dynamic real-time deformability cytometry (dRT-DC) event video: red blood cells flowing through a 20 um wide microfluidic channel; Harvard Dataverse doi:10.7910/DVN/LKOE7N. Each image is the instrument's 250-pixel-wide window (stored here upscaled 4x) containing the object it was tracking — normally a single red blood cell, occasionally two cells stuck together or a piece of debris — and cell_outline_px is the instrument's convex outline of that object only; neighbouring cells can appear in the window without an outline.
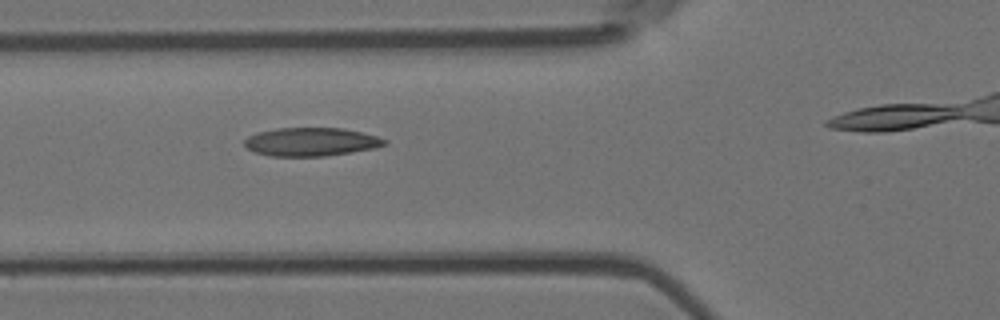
{"species": "Egyptian fruit bat (a non-hibernating species)", "species_latin": "Rousettus aegyptiacus", "temperature_condition": "room temperature", "stored_images_in_passage": 4, "camera_frame_rate_fps": 3000, "um_per_image_px": 0.085, "animal": {"sex": "female"}, "frame": {"image": 1, "passage_image": 3, "time_ms": 0.667, "image_size_px": [1000, 320], "cell_outline_px": [[388, 144], [376, 148], [324, 156], [272, 156], [256, 152], [248, 148], [244, 144], [244, 140], [248, 136], [256, 132], [276, 128], [344, 128], [376, 136], [388, 140]], "centroid_in_image_um": [26.45, 12.05], "position_along_channel_um": 99.3, "area_um2": 23.18}}